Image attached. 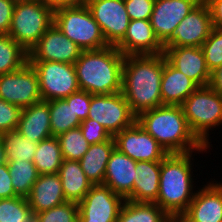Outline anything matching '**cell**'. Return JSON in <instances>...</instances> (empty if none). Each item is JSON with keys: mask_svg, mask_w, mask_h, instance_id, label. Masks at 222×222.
<instances>
[{"mask_svg": "<svg viewBox=\"0 0 222 222\" xmlns=\"http://www.w3.org/2000/svg\"><path fill=\"white\" fill-rule=\"evenodd\" d=\"M34 216L37 222H79V205L66 201Z\"/></svg>", "mask_w": 222, "mask_h": 222, "instance_id": "cell-35", "label": "cell"}, {"mask_svg": "<svg viewBox=\"0 0 222 222\" xmlns=\"http://www.w3.org/2000/svg\"><path fill=\"white\" fill-rule=\"evenodd\" d=\"M83 50L53 23L28 53V62L56 61L74 64Z\"/></svg>", "mask_w": 222, "mask_h": 222, "instance_id": "cell-13", "label": "cell"}, {"mask_svg": "<svg viewBox=\"0 0 222 222\" xmlns=\"http://www.w3.org/2000/svg\"><path fill=\"white\" fill-rule=\"evenodd\" d=\"M124 59L115 46L82 51L74 63L80 90L93 95L121 92Z\"/></svg>", "mask_w": 222, "mask_h": 222, "instance_id": "cell-3", "label": "cell"}, {"mask_svg": "<svg viewBox=\"0 0 222 222\" xmlns=\"http://www.w3.org/2000/svg\"><path fill=\"white\" fill-rule=\"evenodd\" d=\"M13 189L18 196L27 197L39 173L32 161H7Z\"/></svg>", "mask_w": 222, "mask_h": 222, "instance_id": "cell-32", "label": "cell"}, {"mask_svg": "<svg viewBox=\"0 0 222 222\" xmlns=\"http://www.w3.org/2000/svg\"><path fill=\"white\" fill-rule=\"evenodd\" d=\"M181 107L191 132L204 146L210 147L209 129L222 125V96L210 85L198 87Z\"/></svg>", "mask_w": 222, "mask_h": 222, "instance_id": "cell-5", "label": "cell"}, {"mask_svg": "<svg viewBox=\"0 0 222 222\" xmlns=\"http://www.w3.org/2000/svg\"><path fill=\"white\" fill-rule=\"evenodd\" d=\"M115 148L114 138L89 146L88 151L79 160L87 179L93 184H103L106 166Z\"/></svg>", "mask_w": 222, "mask_h": 222, "instance_id": "cell-26", "label": "cell"}, {"mask_svg": "<svg viewBox=\"0 0 222 222\" xmlns=\"http://www.w3.org/2000/svg\"><path fill=\"white\" fill-rule=\"evenodd\" d=\"M63 160L59 140L51 136L38 143L32 162L40 175L57 174Z\"/></svg>", "mask_w": 222, "mask_h": 222, "instance_id": "cell-28", "label": "cell"}, {"mask_svg": "<svg viewBox=\"0 0 222 222\" xmlns=\"http://www.w3.org/2000/svg\"><path fill=\"white\" fill-rule=\"evenodd\" d=\"M0 98L22 109L42 101L38 75L29 62L15 72L0 75Z\"/></svg>", "mask_w": 222, "mask_h": 222, "instance_id": "cell-10", "label": "cell"}, {"mask_svg": "<svg viewBox=\"0 0 222 222\" xmlns=\"http://www.w3.org/2000/svg\"><path fill=\"white\" fill-rule=\"evenodd\" d=\"M163 222H189L183 214L167 215Z\"/></svg>", "mask_w": 222, "mask_h": 222, "instance_id": "cell-46", "label": "cell"}, {"mask_svg": "<svg viewBox=\"0 0 222 222\" xmlns=\"http://www.w3.org/2000/svg\"><path fill=\"white\" fill-rule=\"evenodd\" d=\"M199 86L183 72L174 68L165 57L161 79L162 105L181 106Z\"/></svg>", "mask_w": 222, "mask_h": 222, "instance_id": "cell-22", "label": "cell"}, {"mask_svg": "<svg viewBox=\"0 0 222 222\" xmlns=\"http://www.w3.org/2000/svg\"><path fill=\"white\" fill-rule=\"evenodd\" d=\"M115 148L134 161H162L168 153L137 122L114 137Z\"/></svg>", "mask_w": 222, "mask_h": 222, "instance_id": "cell-14", "label": "cell"}, {"mask_svg": "<svg viewBox=\"0 0 222 222\" xmlns=\"http://www.w3.org/2000/svg\"><path fill=\"white\" fill-rule=\"evenodd\" d=\"M8 164L0 166V199L14 198L18 195L13 189Z\"/></svg>", "mask_w": 222, "mask_h": 222, "instance_id": "cell-41", "label": "cell"}, {"mask_svg": "<svg viewBox=\"0 0 222 222\" xmlns=\"http://www.w3.org/2000/svg\"><path fill=\"white\" fill-rule=\"evenodd\" d=\"M192 153L168 154L160 161L159 192L154 203L168 215L184 214L194 198Z\"/></svg>", "mask_w": 222, "mask_h": 222, "instance_id": "cell-4", "label": "cell"}, {"mask_svg": "<svg viewBox=\"0 0 222 222\" xmlns=\"http://www.w3.org/2000/svg\"><path fill=\"white\" fill-rule=\"evenodd\" d=\"M87 118L100 123L112 137L136 122L122 92L92 95Z\"/></svg>", "mask_w": 222, "mask_h": 222, "instance_id": "cell-9", "label": "cell"}, {"mask_svg": "<svg viewBox=\"0 0 222 222\" xmlns=\"http://www.w3.org/2000/svg\"><path fill=\"white\" fill-rule=\"evenodd\" d=\"M26 198L33 215L65 203L59 174L39 175Z\"/></svg>", "mask_w": 222, "mask_h": 222, "instance_id": "cell-21", "label": "cell"}, {"mask_svg": "<svg viewBox=\"0 0 222 222\" xmlns=\"http://www.w3.org/2000/svg\"><path fill=\"white\" fill-rule=\"evenodd\" d=\"M136 122L150 135L168 154H181L207 151L191 132L181 106L162 105L141 112Z\"/></svg>", "mask_w": 222, "mask_h": 222, "instance_id": "cell-2", "label": "cell"}, {"mask_svg": "<svg viewBox=\"0 0 222 222\" xmlns=\"http://www.w3.org/2000/svg\"><path fill=\"white\" fill-rule=\"evenodd\" d=\"M27 222H37L35 216L33 215Z\"/></svg>", "mask_w": 222, "mask_h": 222, "instance_id": "cell-49", "label": "cell"}, {"mask_svg": "<svg viewBox=\"0 0 222 222\" xmlns=\"http://www.w3.org/2000/svg\"><path fill=\"white\" fill-rule=\"evenodd\" d=\"M17 130L36 143L51 137L49 103L40 101L23 108Z\"/></svg>", "mask_w": 222, "mask_h": 222, "instance_id": "cell-23", "label": "cell"}, {"mask_svg": "<svg viewBox=\"0 0 222 222\" xmlns=\"http://www.w3.org/2000/svg\"><path fill=\"white\" fill-rule=\"evenodd\" d=\"M6 163H7L6 153H5V149H4L2 140L0 139V166L4 165Z\"/></svg>", "mask_w": 222, "mask_h": 222, "instance_id": "cell-47", "label": "cell"}, {"mask_svg": "<svg viewBox=\"0 0 222 222\" xmlns=\"http://www.w3.org/2000/svg\"><path fill=\"white\" fill-rule=\"evenodd\" d=\"M210 86L222 96V65L211 73Z\"/></svg>", "mask_w": 222, "mask_h": 222, "instance_id": "cell-45", "label": "cell"}, {"mask_svg": "<svg viewBox=\"0 0 222 222\" xmlns=\"http://www.w3.org/2000/svg\"><path fill=\"white\" fill-rule=\"evenodd\" d=\"M155 0H124L130 20H150Z\"/></svg>", "mask_w": 222, "mask_h": 222, "instance_id": "cell-39", "label": "cell"}, {"mask_svg": "<svg viewBox=\"0 0 222 222\" xmlns=\"http://www.w3.org/2000/svg\"><path fill=\"white\" fill-rule=\"evenodd\" d=\"M10 1H12L14 4H19V3H24V2H30L33 0H10Z\"/></svg>", "mask_w": 222, "mask_h": 222, "instance_id": "cell-48", "label": "cell"}, {"mask_svg": "<svg viewBox=\"0 0 222 222\" xmlns=\"http://www.w3.org/2000/svg\"><path fill=\"white\" fill-rule=\"evenodd\" d=\"M28 62V53L8 34H0V75L15 72Z\"/></svg>", "mask_w": 222, "mask_h": 222, "instance_id": "cell-31", "label": "cell"}, {"mask_svg": "<svg viewBox=\"0 0 222 222\" xmlns=\"http://www.w3.org/2000/svg\"><path fill=\"white\" fill-rule=\"evenodd\" d=\"M167 215L156 203L125 200L117 222H163Z\"/></svg>", "mask_w": 222, "mask_h": 222, "instance_id": "cell-29", "label": "cell"}, {"mask_svg": "<svg viewBox=\"0 0 222 222\" xmlns=\"http://www.w3.org/2000/svg\"><path fill=\"white\" fill-rule=\"evenodd\" d=\"M53 23L83 51L109 46L87 6L56 8Z\"/></svg>", "mask_w": 222, "mask_h": 222, "instance_id": "cell-7", "label": "cell"}, {"mask_svg": "<svg viewBox=\"0 0 222 222\" xmlns=\"http://www.w3.org/2000/svg\"><path fill=\"white\" fill-rule=\"evenodd\" d=\"M15 4L10 0H0V34H8Z\"/></svg>", "mask_w": 222, "mask_h": 222, "instance_id": "cell-42", "label": "cell"}, {"mask_svg": "<svg viewBox=\"0 0 222 222\" xmlns=\"http://www.w3.org/2000/svg\"><path fill=\"white\" fill-rule=\"evenodd\" d=\"M66 201L79 203L93 185L86 177L79 161L64 159L58 172Z\"/></svg>", "mask_w": 222, "mask_h": 222, "instance_id": "cell-25", "label": "cell"}, {"mask_svg": "<svg viewBox=\"0 0 222 222\" xmlns=\"http://www.w3.org/2000/svg\"><path fill=\"white\" fill-rule=\"evenodd\" d=\"M125 199L104 184L92 185L79 205V222H117Z\"/></svg>", "mask_w": 222, "mask_h": 222, "instance_id": "cell-11", "label": "cell"}, {"mask_svg": "<svg viewBox=\"0 0 222 222\" xmlns=\"http://www.w3.org/2000/svg\"><path fill=\"white\" fill-rule=\"evenodd\" d=\"M92 95L80 89L72 94V108L81 122L88 117Z\"/></svg>", "mask_w": 222, "mask_h": 222, "instance_id": "cell-40", "label": "cell"}, {"mask_svg": "<svg viewBox=\"0 0 222 222\" xmlns=\"http://www.w3.org/2000/svg\"><path fill=\"white\" fill-rule=\"evenodd\" d=\"M164 64V53L125 56L121 92L136 116L162 106L160 85Z\"/></svg>", "mask_w": 222, "mask_h": 222, "instance_id": "cell-1", "label": "cell"}, {"mask_svg": "<svg viewBox=\"0 0 222 222\" xmlns=\"http://www.w3.org/2000/svg\"><path fill=\"white\" fill-rule=\"evenodd\" d=\"M7 161H33L38 143L24 137L18 130L0 134Z\"/></svg>", "mask_w": 222, "mask_h": 222, "instance_id": "cell-30", "label": "cell"}, {"mask_svg": "<svg viewBox=\"0 0 222 222\" xmlns=\"http://www.w3.org/2000/svg\"><path fill=\"white\" fill-rule=\"evenodd\" d=\"M22 108L0 98V134L17 130Z\"/></svg>", "mask_w": 222, "mask_h": 222, "instance_id": "cell-37", "label": "cell"}, {"mask_svg": "<svg viewBox=\"0 0 222 222\" xmlns=\"http://www.w3.org/2000/svg\"><path fill=\"white\" fill-rule=\"evenodd\" d=\"M52 136L58 137L80 126L81 121L72 108V94L65 99L49 100Z\"/></svg>", "mask_w": 222, "mask_h": 222, "instance_id": "cell-27", "label": "cell"}, {"mask_svg": "<svg viewBox=\"0 0 222 222\" xmlns=\"http://www.w3.org/2000/svg\"><path fill=\"white\" fill-rule=\"evenodd\" d=\"M109 46H116L125 36L130 18L124 0H88L86 5Z\"/></svg>", "mask_w": 222, "mask_h": 222, "instance_id": "cell-12", "label": "cell"}, {"mask_svg": "<svg viewBox=\"0 0 222 222\" xmlns=\"http://www.w3.org/2000/svg\"><path fill=\"white\" fill-rule=\"evenodd\" d=\"M29 63L38 75L42 101L65 99L80 89L74 64L56 61Z\"/></svg>", "mask_w": 222, "mask_h": 222, "instance_id": "cell-8", "label": "cell"}, {"mask_svg": "<svg viewBox=\"0 0 222 222\" xmlns=\"http://www.w3.org/2000/svg\"><path fill=\"white\" fill-rule=\"evenodd\" d=\"M136 163L137 161L114 148L106 166L103 184L128 200L133 194Z\"/></svg>", "mask_w": 222, "mask_h": 222, "instance_id": "cell-20", "label": "cell"}, {"mask_svg": "<svg viewBox=\"0 0 222 222\" xmlns=\"http://www.w3.org/2000/svg\"><path fill=\"white\" fill-rule=\"evenodd\" d=\"M201 48L205 56L206 66L212 73L222 65V28L213 27Z\"/></svg>", "mask_w": 222, "mask_h": 222, "instance_id": "cell-36", "label": "cell"}, {"mask_svg": "<svg viewBox=\"0 0 222 222\" xmlns=\"http://www.w3.org/2000/svg\"><path fill=\"white\" fill-rule=\"evenodd\" d=\"M32 216L26 197L0 199V222H27Z\"/></svg>", "mask_w": 222, "mask_h": 222, "instance_id": "cell-34", "label": "cell"}, {"mask_svg": "<svg viewBox=\"0 0 222 222\" xmlns=\"http://www.w3.org/2000/svg\"><path fill=\"white\" fill-rule=\"evenodd\" d=\"M164 55L174 68L183 72L199 87L210 85L211 72L206 66L201 47H164Z\"/></svg>", "mask_w": 222, "mask_h": 222, "instance_id": "cell-17", "label": "cell"}, {"mask_svg": "<svg viewBox=\"0 0 222 222\" xmlns=\"http://www.w3.org/2000/svg\"><path fill=\"white\" fill-rule=\"evenodd\" d=\"M115 47L124 56L164 53V45L156 37L150 20H130L124 38Z\"/></svg>", "mask_w": 222, "mask_h": 222, "instance_id": "cell-18", "label": "cell"}, {"mask_svg": "<svg viewBox=\"0 0 222 222\" xmlns=\"http://www.w3.org/2000/svg\"><path fill=\"white\" fill-rule=\"evenodd\" d=\"M209 182L198 190L187 211L189 222H222V183Z\"/></svg>", "mask_w": 222, "mask_h": 222, "instance_id": "cell-19", "label": "cell"}, {"mask_svg": "<svg viewBox=\"0 0 222 222\" xmlns=\"http://www.w3.org/2000/svg\"><path fill=\"white\" fill-rule=\"evenodd\" d=\"M132 202L154 203L159 192L160 161H137Z\"/></svg>", "mask_w": 222, "mask_h": 222, "instance_id": "cell-24", "label": "cell"}, {"mask_svg": "<svg viewBox=\"0 0 222 222\" xmlns=\"http://www.w3.org/2000/svg\"><path fill=\"white\" fill-rule=\"evenodd\" d=\"M53 13L42 0L15 4L8 35L29 53L53 24Z\"/></svg>", "mask_w": 222, "mask_h": 222, "instance_id": "cell-6", "label": "cell"}, {"mask_svg": "<svg viewBox=\"0 0 222 222\" xmlns=\"http://www.w3.org/2000/svg\"><path fill=\"white\" fill-rule=\"evenodd\" d=\"M202 0H155L150 23L156 37L164 45L179 23Z\"/></svg>", "mask_w": 222, "mask_h": 222, "instance_id": "cell-16", "label": "cell"}, {"mask_svg": "<svg viewBox=\"0 0 222 222\" xmlns=\"http://www.w3.org/2000/svg\"><path fill=\"white\" fill-rule=\"evenodd\" d=\"M210 10L212 25L222 28V0H204Z\"/></svg>", "mask_w": 222, "mask_h": 222, "instance_id": "cell-43", "label": "cell"}, {"mask_svg": "<svg viewBox=\"0 0 222 222\" xmlns=\"http://www.w3.org/2000/svg\"><path fill=\"white\" fill-rule=\"evenodd\" d=\"M79 127L82 131L83 137L90 145L103 143L112 138L106 128L103 127L96 120L87 118L86 120L81 122Z\"/></svg>", "mask_w": 222, "mask_h": 222, "instance_id": "cell-38", "label": "cell"}, {"mask_svg": "<svg viewBox=\"0 0 222 222\" xmlns=\"http://www.w3.org/2000/svg\"><path fill=\"white\" fill-rule=\"evenodd\" d=\"M45 4L51 5L54 9L59 7L86 6L88 0H42Z\"/></svg>", "mask_w": 222, "mask_h": 222, "instance_id": "cell-44", "label": "cell"}, {"mask_svg": "<svg viewBox=\"0 0 222 222\" xmlns=\"http://www.w3.org/2000/svg\"><path fill=\"white\" fill-rule=\"evenodd\" d=\"M213 30L210 10L202 0L176 27L164 47H201Z\"/></svg>", "mask_w": 222, "mask_h": 222, "instance_id": "cell-15", "label": "cell"}, {"mask_svg": "<svg viewBox=\"0 0 222 222\" xmlns=\"http://www.w3.org/2000/svg\"><path fill=\"white\" fill-rule=\"evenodd\" d=\"M63 159L79 161L90 144L83 137L80 127L70 129L58 137Z\"/></svg>", "mask_w": 222, "mask_h": 222, "instance_id": "cell-33", "label": "cell"}]
</instances>
